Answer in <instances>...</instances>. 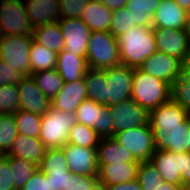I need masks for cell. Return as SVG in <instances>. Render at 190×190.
I'll return each instance as SVG.
<instances>
[{
  "label": "cell",
  "instance_id": "obj_1",
  "mask_svg": "<svg viewBox=\"0 0 190 190\" xmlns=\"http://www.w3.org/2000/svg\"><path fill=\"white\" fill-rule=\"evenodd\" d=\"M158 150L186 153L190 145V114L172 99L149 112Z\"/></svg>",
  "mask_w": 190,
  "mask_h": 190
},
{
  "label": "cell",
  "instance_id": "obj_2",
  "mask_svg": "<svg viewBox=\"0 0 190 190\" xmlns=\"http://www.w3.org/2000/svg\"><path fill=\"white\" fill-rule=\"evenodd\" d=\"M121 64L138 68L151 54L157 51L154 29L133 26L117 38Z\"/></svg>",
  "mask_w": 190,
  "mask_h": 190
},
{
  "label": "cell",
  "instance_id": "obj_3",
  "mask_svg": "<svg viewBox=\"0 0 190 190\" xmlns=\"http://www.w3.org/2000/svg\"><path fill=\"white\" fill-rule=\"evenodd\" d=\"M131 99L150 112L171 99V85L134 68Z\"/></svg>",
  "mask_w": 190,
  "mask_h": 190
},
{
  "label": "cell",
  "instance_id": "obj_4",
  "mask_svg": "<svg viewBox=\"0 0 190 190\" xmlns=\"http://www.w3.org/2000/svg\"><path fill=\"white\" fill-rule=\"evenodd\" d=\"M88 68L108 69L121 65L118 40L108 31H93L88 42Z\"/></svg>",
  "mask_w": 190,
  "mask_h": 190
},
{
  "label": "cell",
  "instance_id": "obj_5",
  "mask_svg": "<svg viewBox=\"0 0 190 190\" xmlns=\"http://www.w3.org/2000/svg\"><path fill=\"white\" fill-rule=\"evenodd\" d=\"M77 123L75 112L50 107L42 116L39 139L47 148H61L68 143V134Z\"/></svg>",
  "mask_w": 190,
  "mask_h": 190
},
{
  "label": "cell",
  "instance_id": "obj_6",
  "mask_svg": "<svg viewBox=\"0 0 190 190\" xmlns=\"http://www.w3.org/2000/svg\"><path fill=\"white\" fill-rule=\"evenodd\" d=\"M32 35H5L0 39V59L23 77L31 76L30 46Z\"/></svg>",
  "mask_w": 190,
  "mask_h": 190
},
{
  "label": "cell",
  "instance_id": "obj_7",
  "mask_svg": "<svg viewBox=\"0 0 190 190\" xmlns=\"http://www.w3.org/2000/svg\"><path fill=\"white\" fill-rule=\"evenodd\" d=\"M113 137L139 162L150 161L156 150L153 129L149 124L121 131Z\"/></svg>",
  "mask_w": 190,
  "mask_h": 190
},
{
  "label": "cell",
  "instance_id": "obj_8",
  "mask_svg": "<svg viewBox=\"0 0 190 190\" xmlns=\"http://www.w3.org/2000/svg\"><path fill=\"white\" fill-rule=\"evenodd\" d=\"M0 29L2 35H32L24 0H0Z\"/></svg>",
  "mask_w": 190,
  "mask_h": 190
},
{
  "label": "cell",
  "instance_id": "obj_9",
  "mask_svg": "<svg viewBox=\"0 0 190 190\" xmlns=\"http://www.w3.org/2000/svg\"><path fill=\"white\" fill-rule=\"evenodd\" d=\"M106 86V106L131 99L134 68L119 65L104 69Z\"/></svg>",
  "mask_w": 190,
  "mask_h": 190
},
{
  "label": "cell",
  "instance_id": "obj_10",
  "mask_svg": "<svg viewBox=\"0 0 190 190\" xmlns=\"http://www.w3.org/2000/svg\"><path fill=\"white\" fill-rule=\"evenodd\" d=\"M77 122L92 127L102 137H112V115L109 106L84 100L75 111Z\"/></svg>",
  "mask_w": 190,
  "mask_h": 190
},
{
  "label": "cell",
  "instance_id": "obj_11",
  "mask_svg": "<svg viewBox=\"0 0 190 190\" xmlns=\"http://www.w3.org/2000/svg\"><path fill=\"white\" fill-rule=\"evenodd\" d=\"M109 108L113 120L112 137L121 131L149 124V112L132 99Z\"/></svg>",
  "mask_w": 190,
  "mask_h": 190
},
{
  "label": "cell",
  "instance_id": "obj_12",
  "mask_svg": "<svg viewBox=\"0 0 190 190\" xmlns=\"http://www.w3.org/2000/svg\"><path fill=\"white\" fill-rule=\"evenodd\" d=\"M38 167L49 176V190H67L68 178L72 173L62 148H48Z\"/></svg>",
  "mask_w": 190,
  "mask_h": 190
},
{
  "label": "cell",
  "instance_id": "obj_13",
  "mask_svg": "<svg viewBox=\"0 0 190 190\" xmlns=\"http://www.w3.org/2000/svg\"><path fill=\"white\" fill-rule=\"evenodd\" d=\"M63 37L64 50L79 57H86L92 31L81 18H62L58 21Z\"/></svg>",
  "mask_w": 190,
  "mask_h": 190
},
{
  "label": "cell",
  "instance_id": "obj_14",
  "mask_svg": "<svg viewBox=\"0 0 190 190\" xmlns=\"http://www.w3.org/2000/svg\"><path fill=\"white\" fill-rule=\"evenodd\" d=\"M150 163L158 170L162 181L181 187V174L185 173L186 153L156 149Z\"/></svg>",
  "mask_w": 190,
  "mask_h": 190
},
{
  "label": "cell",
  "instance_id": "obj_15",
  "mask_svg": "<svg viewBox=\"0 0 190 190\" xmlns=\"http://www.w3.org/2000/svg\"><path fill=\"white\" fill-rule=\"evenodd\" d=\"M153 29L157 51L176 57L184 63L190 50L185 29Z\"/></svg>",
  "mask_w": 190,
  "mask_h": 190
},
{
  "label": "cell",
  "instance_id": "obj_16",
  "mask_svg": "<svg viewBox=\"0 0 190 190\" xmlns=\"http://www.w3.org/2000/svg\"><path fill=\"white\" fill-rule=\"evenodd\" d=\"M61 148L71 173L98 176L97 148L80 147L69 143Z\"/></svg>",
  "mask_w": 190,
  "mask_h": 190
},
{
  "label": "cell",
  "instance_id": "obj_17",
  "mask_svg": "<svg viewBox=\"0 0 190 190\" xmlns=\"http://www.w3.org/2000/svg\"><path fill=\"white\" fill-rule=\"evenodd\" d=\"M183 62L160 51L151 54L139 68L170 85L181 75Z\"/></svg>",
  "mask_w": 190,
  "mask_h": 190
},
{
  "label": "cell",
  "instance_id": "obj_18",
  "mask_svg": "<svg viewBox=\"0 0 190 190\" xmlns=\"http://www.w3.org/2000/svg\"><path fill=\"white\" fill-rule=\"evenodd\" d=\"M17 89L20 110L43 116L51 107V100L38 88L32 76L23 77Z\"/></svg>",
  "mask_w": 190,
  "mask_h": 190
},
{
  "label": "cell",
  "instance_id": "obj_19",
  "mask_svg": "<svg viewBox=\"0 0 190 190\" xmlns=\"http://www.w3.org/2000/svg\"><path fill=\"white\" fill-rule=\"evenodd\" d=\"M87 99L84 78L65 82L61 90L51 100V107L64 112H75L77 107Z\"/></svg>",
  "mask_w": 190,
  "mask_h": 190
},
{
  "label": "cell",
  "instance_id": "obj_20",
  "mask_svg": "<svg viewBox=\"0 0 190 190\" xmlns=\"http://www.w3.org/2000/svg\"><path fill=\"white\" fill-rule=\"evenodd\" d=\"M187 14L174 0H160L152 19V28L185 29Z\"/></svg>",
  "mask_w": 190,
  "mask_h": 190
},
{
  "label": "cell",
  "instance_id": "obj_21",
  "mask_svg": "<svg viewBox=\"0 0 190 190\" xmlns=\"http://www.w3.org/2000/svg\"><path fill=\"white\" fill-rule=\"evenodd\" d=\"M24 3L33 29L62 19L58 0H24Z\"/></svg>",
  "mask_w": 190,
  "mask_h": 190
},
{
  "label": "cell",
  "instance_id": "obj_22",
  "mask_svg": "<svg viewBox=\"0 0 190 190\" xmlns=\"http://www.w3.org/2000/svg\"><path fill=\"white\" fill-rule=\"evenodd\" d=\"M140 162L114 163L98 165L99 186H111L137 179Z\"/></svg>",
  "mask_w": 190,
  "mask_h": 190
},
{
  "label": "cell",
  "instance_id": "obj_23",
  "mask_svg": "<svg viewBox=\"0 0 190 190\" xmlns=\"http://www.w3.org/2000/svg\"><path fill=\"white\" fill-rule=\"evenodd\" d=\"M47 149L46 145L39 138L18 134L6 156L22 158L39 166Z\"/></svg>",
  "mask_w": 190,
  "mask_h": 190
},
{
  "label": "cell",
  "instance_id": "obj_24",
  "mask_svg": "<svg viewBox=\"0 0 190 190\" xmlns=\"http://www.w3.org/2000/svg\"><path fill=\"white\" fill-rule=\"evenodd\" d=\"M98 165L139 162L133 154L120 145L114 137H102L97 146Z\"/></svg>",
  "mask_w": 190,
  "mask_h": 190
},
{
  "label": "cell",
  "instance_id": "obj_25",
  "mask_svg": "<svg viewBox=\"0 0 190 190\" xmlns=\"http://www.w3.org/2000/svg\"><path fill=\"white\" fill-rule=\"evenodd\" d=\"M87 69L86 57L76 56L64 49L58 53L56 70L64 83L83 79Z\"/></svg>",
  "mask_w": 190,
  "mask_h": 190
},
{
  "label": "cell",
  "instance_id": "obj_26",
  "mask_svg": "<svg viewBox=\"0 0 190 190\" xmlns=\"http://www.w3.org/2000/svg\"><path fill=\"white\" fill-rule=\"evenodd\" d=\"M112 12L113 10L108 9L103 3L89 1L81 11V19L92 32H109Z\"/></svg>",
  "mask_w": 190,
  "mask_h": 190
},
{
  "label": "cell",
  "instance_id": "obj_27",
  "mask_svg": "<svg viewBox=\"0 0 190 190\" xmlns=\"http://www.w3.org/2000/svg\"><path fill=\"white\" fill-rule=\"evenodd\" d=\"M33 40L56 53L64 49V37L58 22L47 23L33 29Z\"/></svg>",
  "mask_w": 190,
  "mask_h": 190
},
{
  "label": "cell",
  "instance_id": "obj_28",
  "mask_svg": "<svg viewBox=\"0 0 190 190\" xmlns=\"http://www.w3.org/2000/svg\"><path fill=\"white\" fill-rule=\"evenodd\" d=\"M160 0H127L125 7L131 13L132 25L152 27L153 15Z\"/></svg>",
  "mask_w": 190,
  "mask_h": 190
},
{
  "label": "cell",
  "instance_id": "obj_29",
  "mask_svg": "<svg viewBox=\"0 0 190 190\" xmlns=\"http://www.w3.org/2000/svg\"><path fill=\"white\" fill-rule=\"evenodd\" d=\"M87 99L106 106L107 80L104 70L88 68L84 75Z\"/></svg>",
  "mask_w": 190,
  "mask_h": 190
},
{
  "label": "cell",
  "instance_id": "obj_30",
  "mask_svg": "<svg viewBox=\"0 0 190 190\" xmlns=\"http://www.w3.org/2000/svg\"><path fill=\"white\" fill-rule=\"evenodd\" d=\"M31 75L39 71L56 69L58 53L49 50L32 39L30 46Z\"/></svg>",
  "mask_w": 190,
  "mask_h": 190
},
{
  "label": "cell",
  "instance_id": "obj_31",
  "mask_svg": "<svg viewBox=\"0 0 190 190\" xmlns=\"http://www.w3.org/2000/svg\"><path fill=\"white\" fill-rule=\"evenodd\" d=\"M42 93L52 100L61 90L64 81L56 69L39 71L31 75Z\"/></svg>",
  "mask_w": 190,
  "mask_h": 190
},
{
  "label": "cell",
  "instance_id": "obj_32",
  "mask_svg": "<svg viewBox=\"0 0 190 190\" xmlns=\"http://www.w3.org/2000/svg\"><path fill=\"white\" fill-rule=\"evenodd\" d=\"M101 136L92 128L77 122L68 134V143L80 147L97 148Z\"/></svg>",
  "mask_w": 190,
  "mask_h": 190
},
{
  "label": "cell",
  "instance_id": "obj_33",
  "mask_svg": "<svg viewBox=\"0 0 190 190\" xmlns=\"http://www.w3.org/2000/svg\"><path fill=\"white\" fill-rule=\"evenodd\" d=\"M10 168L13 176L15 190H20L39 168L31 161L10 156Z\"/></svg>",
  "mask_w": 190,
  "mask_h": 190
},
{
  "label": "cell",
  "instance_id": "obj_34",
  "mask_svg": "<svg viewBox=\"0 0 190 190\" xmlns=\"http://www.w3.org/2000/svg\"><path fill=\"white\" fill-rule=\"evenodd\" d=\"M18 134L26 137L39 138L41 128V115L18 110L14 113Z\"/></svg>",
  "mask_w": 190,
  "mask_h": 190
},
{
  "label": "cell",
  "instance_id": "obj_35",
  "mask_svg": "<svg viewBox=\"0 0 190 190\" xmlns=\"http://www.w3.org/2000/svg\"><path fill=\"white\" fill-rule=\"evenodd\" d=\"M18 135L14 113L0 114V152L6 155Z\"/></svg>",
  "mask_w": 190,
  "mask_h": 190
},
{
  "label": "cell",
  "instance_id": "obj_36",
  "mask_svg": "<svg viewBox=\"0 0 190 190\" xmlns=\"http://www.w3.org/2000/svg\"><path fill=\"white\" fill-rule=\"evenodd\" d=\"M137 180L142 190H155L162 181L158 170L150 163L140 162L137 170Z\"/></svg>",
  "mask_w": 190,
  "mask_h": 190
},
{
  "label": "cell",
  "instance_id": "obj_37",
  "mask_svg": "<svg viewBox=\"0 0 190 190\" xmlns=\"http://www.w3.org/2000/svg\"><path fill=\"white\" fill-rule=\"evenodd\" d=\"M19 110L17 85L0 86V114L15 113Z\"/></svg>",
  "mask_w": 190,
  "mask_h": 190
},
{
  "label": "cell",
  "instance_id": "obj_38",
  "mask_svg": "<svg viewBox=\"0 0 190 190\" xmlns=\"http://www.w3.org/2000/svg\"><path fill=\"white\" fill-rule=\"evenodd\" d=\"M133 26L131 13H129L126 7L113 10L109 32L114 37L118 38L119 36L125 34Z\"/></svg>",
  "mask_w": 190,
  "mask_h": 190
},
{
  "label": "cell",
  "instance_id": "obj_39",
  "mask_svg": "<svg viewBox=\"0 0 190 190\" xmlns=\"http://www.w3.org/2000/svg\"><path fill=\"white\" fill-rule=\"evenodd\" d=\"M171 99L190 114V83L181 75L171 85Z\"/></svg>",
  "mask_w": 190,
  "mask_h": 190
},
{
  "label": "cell",
  "instance_id": "obj_40",
  "mask_svg": "<svg viewBox=\"0 0 190 190\" xmlns=\"http://www.w3.org/2000/svg\"><path fill=\"white\" fill-rule=\"evenodd\" d=\"M98 176L71 174L68 178L67 190H99Z\"/></svg>",
  "mask_w": 190,
  "mask_h": 190
},
{
  "label": "cell",
  "instance_id": "obj_41",
  "mask_svg": "<svg viewBox=\"0 0 190 190\" xmlns=\"http://www.w3.org/2000/svg\"><path fill=\"white\" fill-rule=\"evenodd\" d=\"M62 18H81V11L89 0H58Z\"/></svg>",
  "mask_w": 190,
  "mask_h": 190
},
{
  "label": "cell",
  "instance_id": "obj_42",
  "mask_svg": "<svg viewBox=\"0 0 190 190\" xmlns=\"http://www.w3.org/2000/svg\"><path fill=\"white\" fill-rule=\"evenodd\" d=\"M0 190H15L10 168V156L6 155H3L0 159Z\"/></svg>",
  "mask_w": 190,
  "mask_h": 190
},
{
  "label": "cell",
  "instance_id": "obj_43",
  "mask_svg": "<svg viewBox=\"0 0 190 190\" xmlns=\"http://www.w3.org/2000/svg\"><path fill=\"white\" fill-rule=\"evenodd\" d=\"M22 78L23 76L19 72L0 59V86L17 85Z\"/></svg>",
  "mask_w": 190,
  "mask_h": 190
},
{
  "label": "cell",
  "instance_id": "obj_44",
  "mask_svg": "<svg viewBox=\"0 0 190 190\" xmlns=\"http://www.w3.org/2000/svg\"><path fill=\"white\" fill-rule=\"evenodd\" d=\"M20 190H49V176L38 168Z\"/></svg>",
  "mask_w": 190,
  "mask_h": 190
},
{
  "label": "cell",
  "instance_id": "obj_45",
  "mask_svg": "<svg viewBox=\"0 0 190 190\" xmlns=\"http://www.w3.org/2000/svg\"><path fill=\"white\" fill-rule=\"evenodd\" d=\"M102 190H142L139 181L133 180L126 183H121L111 186H99Z\"/></svg>",
  "mask_w": 190,
  "mask_h": 190
},
{
  "label": "cell",
  "instance_id": "obj_46",
  "mask_svg": "<svg viewBox=\"0 0 190 190\" xmlns=\"http://www.w3.org/2000/svg\"><path fill=\"white\" fill-rule=\"evenodd\" d=\"M190 183V153L186 152L185 173L181 174V188Z\"/></svg>",
  "mask_w": 190,
  "mask_h": 190
},
{
  "label": "cell",
  "instance_id": "obj_47",
  "mask_svg": "<svg viewBox=\"0 0 190 190\" xmlns=\"http://www.w3.org/2000/svg\"><path fill=\"white\" fill-rule=\"evenodd\" d=\"M127 0H102V3L110 10H117L125 7Z\"/></svg>",
  "mask_w": 190,
  "mask_h": 190
},
{
  "label": "cell",
  "instance_id": "obj_48",
  "mask_svg": "<svg viewBox=\"0 0 190 190\" xmlns=\"http://www.w3.org/2000/svg\"><path fill=\"white\" fill-rule=\"evenodd\" d=\"M181 76L190 83V50L186 61L182 64Z\"/></svg>",
  "mask_w": 190,
  "mask_h": 190
},
{
  "label": "cell",
  "instance_id": "obj_49",
  "mask_svg": "<svg viewBox=\"0 0 190 190\" xmlns=\"http://www.w3.org/2000/svg\"><path fill=\"white\" fill-rule=\"evenodd\" d=\"M179 185L170 184L168 182L161 181L155 190H180Z\"/></svg>",
  "mask_w": 190,
  "mask_h": 190
},
{
  "label": "cell",
  "instance_id": "obj_50",
  "mask_svg": "<svg viewBox=\"0 0 190 190\" xmlns=\"http://www.w3.org/2000/svg\"><path fill=\"white\" fill-rule=\"evenodd\" d=\"M186 12L190 11V0H174Z\"/></svg>",
  "mask_w": 190,
  "mask_h": 190
},
{
  "label": "cell",
  "instance_id": "obj_51",
  "mask_svg": "<svg viewBox=\"0 0 190 190\" xmlns=\"http://www.w3.org/2000/svg\"><path fill=\"white\" fill-rule=\"evenodd\" d=\"M185 32L187 34V37L190 41V11L187 14V20H186V25H185Z\"/></svg>",
  "mask_w": 190,
  "mask_h": 190
},
{
  "label": "cell",
  "instance_id": "obj_52",
  "mask_svg": "<svg viewBox=\"0 0 190 190\" xmlns=\"http://www.w3.org/2000/svg\"><path fill=\"white\" fill-rule=\"evenodd\" d=\"M184 188H185L186 190H190V183H188L187 185H185Z\"/></svg>",
  "mask_w": 190,
  "mask_h": 190
},
{
  "label": "cell",
  "instance_id": "obj_53",
  "mask_svg": "<svg viewBox=\"0 0 190 190\" xmlns=\"http://www.w3.org/2000/svg\"><path fill=\"white\" fill-rule=\"evenodd\" d=\"M89 1L100 2V3H102V0H89Z\"/></svg>",
  "mask_w": 190,
  "mask_h": 190
},
{
  "label": "cell",
  "instance_id": "obj_54",
  "mask_svg": "<svg viewBox=\"0 0 190 190\" xmlns=\"http://www.w3.org/2000/svg\"><path fill=\"white\" fill-rule=\"evenodd\" d=\"M2 36H3V35H2L1 29H0V39L2 38Z\"/></svg>",
  "mask_w": 190,
  "mask_h": 190
}]
</instances>
